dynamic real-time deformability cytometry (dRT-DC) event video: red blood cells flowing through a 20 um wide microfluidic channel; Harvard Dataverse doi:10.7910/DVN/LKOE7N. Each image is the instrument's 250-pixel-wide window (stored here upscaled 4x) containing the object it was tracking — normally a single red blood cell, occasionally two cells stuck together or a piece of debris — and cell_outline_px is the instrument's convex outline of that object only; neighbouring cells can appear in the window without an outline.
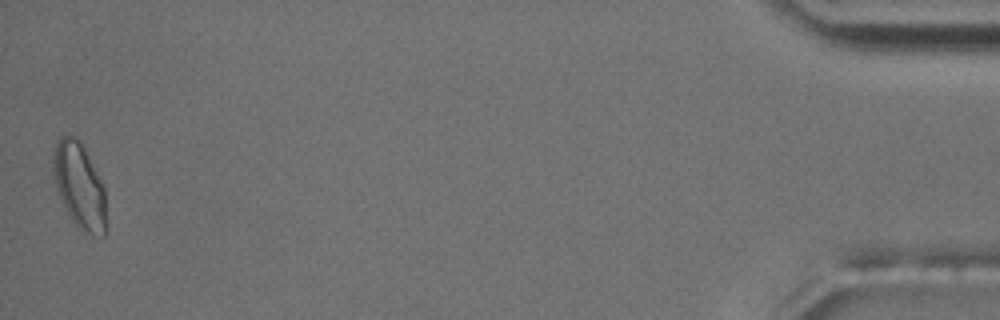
{"species": "common noctule bat (a hibernating species)", "species_latin": "Nyctalus noctula", "temperature_condition": "room temperature", "stored_images_in_passage": 44, "camera_frame_rate_fps": 3000, "um_per_image_px": 0.085, "animal": {"sex": "male", "body_mass_g": 17.5, "forearm_length_mm": 52.3}, "frame": {"image": 1, "passage_image": 44, "time_ms": 14.333, "image_size_px": [1000, 320], "cell_outline_px": [[108, 232], [104, 236], [84, 236], [68, 216], [60, 196], [56, 184], [52, 168], [52, 160], [56, 140], [60, 136], [68, 132], [80, 140], [104, 188]], "centroid_in_image_um": [6.76, 15.86], "position_along_channel_um": 428.4, "area_um2": 27.11}, "authors_computed_cell_mechanics": {"area_um2": 19.7387, "velocity_mm_per_s": 3.6817, "shape_relaxation_time_tau1_ms": 10.049, "shape_relaxation_time_tau2_ms": 1.4451, "deformation_change_tau1": 0.1641, "deformation_change_tau2": 0.0493}}